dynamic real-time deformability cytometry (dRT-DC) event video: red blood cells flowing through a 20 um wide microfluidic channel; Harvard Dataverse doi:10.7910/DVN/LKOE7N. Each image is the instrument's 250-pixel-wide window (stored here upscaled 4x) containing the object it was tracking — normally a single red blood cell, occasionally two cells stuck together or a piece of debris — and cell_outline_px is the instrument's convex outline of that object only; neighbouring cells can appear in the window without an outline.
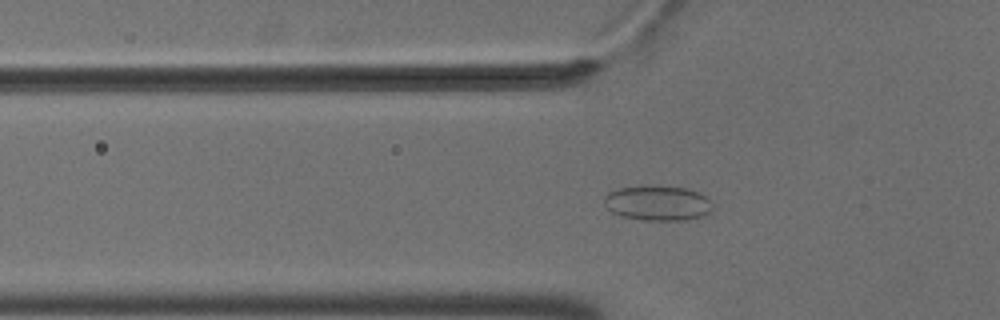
{"species": "common noctule bat (a hibernating species)", "species_latin": "Nyctalus noctula", "temperature_condition": "cold", "stored_images_in_passage": 55, "camera_frame_rate_fps": 3000, "um_per_image_px": 0.085, "animal": {"sex": "male", "body_mass_g": 18.8}, "frame": {"image": 1, "passage_image": 19, "time_ms": 6.0, "image_size_px": [1000, 320], "cell_outline_px": [[712, 208], [704, 216], [684, 220], [644, 220], [620, 216], [612, 212], [604, 204], [604, 196], [608, 192], [620, 188], [644, 184], [656, 184], [688, 188], [700, 192], [708, 196], [712, 204]], "centroid_in_image_um": [55.91, 17.22], "position_along_channel_um": 69.9, "area_um2": 22.77}}
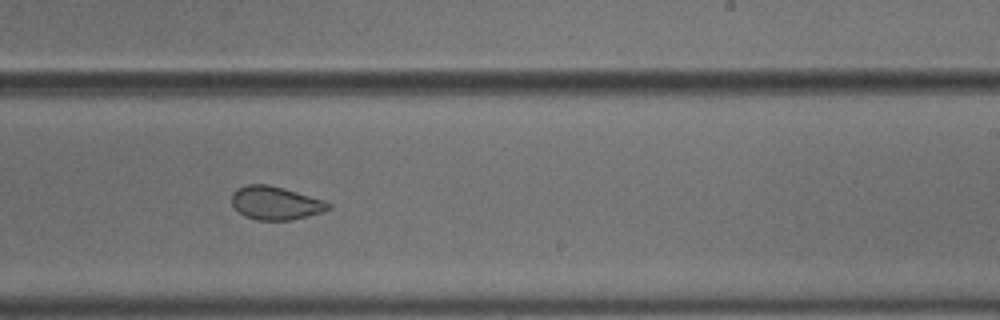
{"frame": {"image": 2, "passage_image": 35, "time_ms": 11.333, "image_size_px": [1000, 320], "cell_outline_px": [[332, 208], [308, 216], [292, 220], [256, 220], [244, 216], [232, 204], [232, 192], [236, 188], [248, 184], [268, 184], [284, 188], [324, 200], [332, 204]], "centroid_in_image_um": [23.42, 17.25], "position_along_channel_um": 265.6, "area_um2": 18.84}}
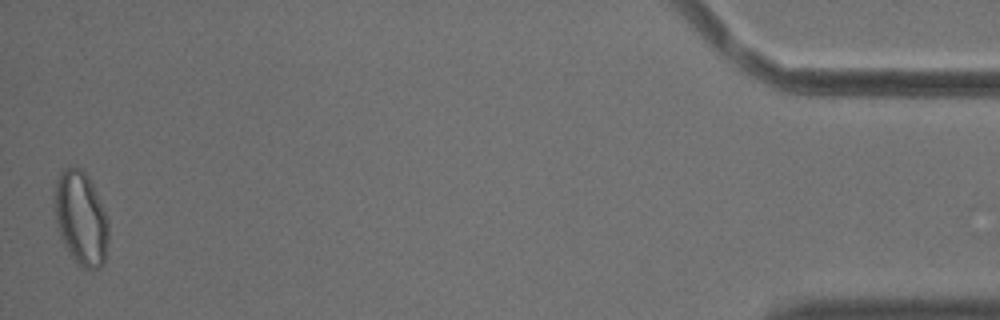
{"frame": {"image": 3, "passage_image": 55, "time_ms": 18.0, "image_size_px": [1000, 320], "cell_outline_px": [[108, 240], [104, 264], [100, 268], [84, 268], [76, 264], [68, 252], [60, 236], [56, 224], [52, 200], [56, 180], [60, 172], [68, 164], [80, 168], [88, 176], [92, 184], [108, 220]], "centroid_in_image_um": [6.84, 18.53], "position_along_channel_um": 428.4, "area_um2": 29.94}, "authors_computed_cell_mechanics": {"area_um2": 23.0044, "velocity_mm_per_s": 3.6748, "shape_relaxation_time_tau1_ms": null, "shape_relaxation_time_tau2_ms": 1.9132, "deformation_change_tau1": null, "deformation_change_tau2": 0.053}}